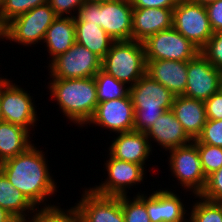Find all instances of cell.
<instances>
[{
	"mask_svg": "<svg viewBox=\"0 0 222 222\" xmlns=\"http://www.w3.org/2000/svg\"><path fill=\"white\" fill-rule=\"evenodd\" d=\"M174 191L158 189L146 195V210L151 222H188L185 204Z\"/></svg>",
	"mask_w": 222,
	"mask_h": 222,
	"instance_id": "2e32d148",
	"label": "cell"
},
{
	"mask_svg": "<svg viewBox=\"0 0 222 222\" xmlns=\"http://www.w3.org/2000/svg\"><path fill=\"white\" fill-rule=\"evenodd\" d=\"M44 153L32 144L23 153L0 163V171L36 208L41 207V203L42 207L55 206L45 201L58 188Z\"/></svg>",
	"mask_w": 222,
	"mask_h": 222,
	"instance_id": "6da1fadb",
	"label": "cell"
},
{
	"mask_svg": "<svg viewBox=\"0 0 222 222\" xmlns=\"http://www.w3.org/2000/svg\"><path fill=\"white\" fill-rule=\"evenodd\" d=\"M194 141L196 144L222 147V120L207 119L200 135Z\"/></svg>",
	"mask_w": 222,
	"mask_h": 222,
	"instance_id": "1f68e13d",
	"label": "cell"
},
{
	"mask_svg": "<svg viewBox=\"0 0 222 222\" xmlns=\"http://www.w3.org/2000/svg\"><path fill=\"white\" fill-rule=\"evenodd\" d=\"M205 103L207 119L222 120V90L212 94Z\"/></svg>",
	"mask_w": 222,
	"mask_h": 222,
	"instance_id": "d590c367",
	"label": "cell"
},
{
	"mask_svg": "<svg viewBox=\"0 0 222 222\" xmlns=\"http://www.w3.org/2000/svg\"><path fill=\"white\" fill-rule=\"evenodd\" d=\"M145 60L189 61L200 49L174 27L160 31L143 41Z\"/></svg>",
	"mask_w": 222,
	"mask_h": 222,
	"instance_id": "30bf717a",
	"label": "cell"
},
{
	"mask_svg": "<svg viewBox=\"0 0 222 222\" xmlns=\"http://www.w3.org/2000/svg\"><path fill=\"white\" fill-rule=\"evenodd\" d=\"M10 79L1 77V115L2 120L26 129L37 126L36 106L30 94ZM32 127V128H31Z\"/></svg>",
	"mask_w": 222,
	"mask_h": 222,
	"instance_id": "ba28073f",
	"label": "cell"
},
{
	"mask_svg": "<svg viewBox=\"0 0 222 222\" xmlns=\"http://www.w3.org/2000/svg\"><path fill=\"white\" fill-rule=\"evenodd\" d=\"M132 12L130 0H86L74 15V22L98 24L114 41L132 40Z\"/></svg>",
	"mask_w": 222,
	"mask_h": 222,
	"instance_id": "3957f363",
	"label": "cell"
},
{
	"mask_svg": "<svg viewBox=\"0 0 222 222\" xmlns=\"http://www.w3.org/2000/svg\"><path fill=\"white\" fill-rule=\"evenodd\" d=\"M102 70L129 87L134 85L146 73L143 42L114 41L102 59Z\"/></svg>",
	"mask_w": 222,
	"mask_h": 222,
	"instance_id": "5b68a950",
	"label": "cell"
},
{
	"mask_svg": "<svg viewBox=\"0 0 222 222\" xmlns=\"http://www.w3.org/2000/svg\"><path fill=\"white\" fill-rule=\"evenodd\" d=\"M200 52L215 68L222 70V32H214Z\"/></svg>",
	"mask_w": 222,
	"mask_h": 222,
	"instance_id": "d6a6232c",
	"label": "cell"
},
{
	"mask_svg": "<svg viewBox=\"0 0 222 222\" xmlns=\"http://www.w3.org/2000/svg\"><path fill=\"white\" fill-rule=\"evenodd\" d=\"M192 1L205 5L209 2L216 1V0H192Z\"/></svg>",
	"mask_w": 222,
	"mask_h": 222,
	"instance_id": "ab89813d",
	"label": "cell"
},
{
	"mask_svg": "<svg viewBox=\"0 0 222 222\" xmlns=\"http://www.w3.org/2000/svg\"><path fill=\"white\" fill-rule=\"evenodd\" d=\"M171 175L177 178L178 183L184 189L195 195H200L206 184V176L203 172L201 161L193 140L190 143L168 150ZM186 188V189H185Z\"/></svg>",
	"mask_w": 222,
	"mask_h": 222,
	"instance_id": "52a82bcc",
	"label": "cell"
},
{
	"mask_svg": "<svg viewBox=\"0 0 222 222\" xmlns=\"http://www.w3.org/2000/svg\"><path fill=\"white\" fill-rule=\"evenodd\" d=\"M49 62L50 78H90L102 69V59L78 43Z\"/></svg>",
	"mask_w": 222,
	"mask_h": 222,
	"instance_id": "8fae6325",
	"label": "cell"
},
{
	"mask_svg": "<svg viewBox=\"0 0 222 222\" xmlns=\"http://www.w3.org/2000/svg\"><path fill=\"white\" fill-rule=\"evenodd\" d=\"M200 196L210 201L222 203V167L207 177Z\"/></svg>",
	"mask_w": 222,
	"mask_h": 222,
	"instance_id": "836d02e7",
	"label": "cell"
},
{
	"mask_svg": "<svg viewBox=\"0 0 222 222\" xmlns=\"http://www.w3.org/2000/svg\"><path fill=\"white\" fill-rule=\"evenodd\" d=\"M173 27L200 50L213 35L205 5L180 0L173 8Z\"/></svg>",
	"mask_w": 222,
	"mask_h": 222,
	"instance_id": "9c48e42d",
	"label": "cell"
},
{
	"mask_svg": "<svg viewBox=\"0 0 222 222\" xmlns=\"http://www.w3.org/2000/svg\"><path fill=\"white\" fill-rule=\"evenodd\" d=\"M58 16L44 4L13 18L4 26V39L28 46L43 42L47 29Z\"/></svg>",
	"mask_w": 222,
	"mask_h": 222,
	"instance_id": "8992f818",
	"label": "cell"
},
{
	"mask_svg": "<svg viewBox=\"0 0 222 222\" xmlns=\"http://www.w3.org/2000/svg\"><path fill=\"white\" fill-rule=\"evenodd\" d=\"M129 197V198H128ZM129 195L121 196V208L125 222H151L146 210V193H140L130 200Z\"/></svg>",
	"mask_w": 222,
	"mask_h": 222,
	"instance_id": "f1b7e54d",
	"label": "cell"
},
{
	"mask_svg": "<svg viewBox=\"0 0 222 222\" xmlns=\"http://www.w3.org/2000/svg\"><path fill=\"white\" fill-rule=\"evenodd\" d=\"M48 2L49 0H1L0 23L5 26L13 18Z\"/></svg>",
	"mask_w": 222,
	"mask_h": 222,
	"instance_id": "f546056e",
	"label": "cell"
},
{
	"mask_svg": "<svg viewBox=\"0 0 222 222\" xmlns=\"http://www.w3.org/2000/svg\"><path fill=\"white\" fill-rule=\"evenodd\" d=\"M0 99H1V77H0ZM0 121H2L1 104H0Z\"/></svg>",
	"mask_w": 222,
	"mask_h": 222,
	"instance_id": "b9f144b4",
	"label": "cell"
},
{
	"mask_svg": "<svg viewBox=\"0 0 222 222\" xmlns=\"http://www.w3.org/2000/svg\"><path fill=\"white\" fill-rule=\"evenodd\" d=\"M12 218L11 214L0 207V222H9Z\"/></svg>",
	"mask_w": 222,
	"mask_h": 222,
	"instance_id": "f35d334b",
	"label": "cell"
},
{
	"mask_svg": "<svg viewBox=\"0 0 222 222\" xmlns=\"http://www.w3.org/2000/svg\"><path fill=\"white\" fill-rule=\"evenodd\" d=\"M180 0H130L133 8H174Z\"/></svg>",
	"mask_w": 222,
	"mask_h": 222,
	"instance_id": "74e56055",
	"label": "cell"
},
{
	"mask_svg": "<svg viewBox=\"0 0 222 222\" xmlns=\"http://www.w3.org/2000/svg\"><path fill=\"white\" fill-rule=\"evenodd\" d=\"M4 40V26L0 23V40Z\"/></svg>",
	"mask_w": 222,
	"mask_h": 222,
	"instance_id": "60d3db41",
	"label": "cell"
},
{
	"mask_svg": "<svg viewBox=\"0 0 222 222\" xmlns=\"http://www.w3.org/2000/svg\"><path fill=\"white\" fill-rule=\"evenodd\" d=\"M135 109L130 94L127 97L98 103L87 124H94L111 132L123 133L134 130Z\"/></svg>",
	"mask_w": 222,
	"mask_h": 222,
	"instance_id": "5bb4252c",
	"label": "cell"
},
{
	"mask_svg": "<svg viewBox=\"0 0 222 222\" xmlns=\"http://www.w3.org/2000/svg\"><path fill=\"white\" fill-rule=\"evenodd\" d=\"M86 0H49V4L57 16L74 17L77 10ZM73 11V13H72Z\"/></svg>",
	"mask_w": 222,
	"mask_h": 222,
	"instance_id": "e575fe53",
	"label": "cell"
},
{
	"mask_svg": "<svg viewBox=\"0 0 222 222\" xmlns=\"http://www.w3.org/2000/svg\"><path fill=\"white\" fill-rule=\"evenodd\" d=\"M130 96L135 109L134 131L146 132L164 111L172 108L176 95L145 73L130 87Z\"/></svg>",
	"mask_w": 222,
	"mask_h": 222,
	"instance_id": "277c9868",
	"label": "cell"
},
{
	"mask_svg": "<svg viewBox=\"0 0 222 222\" xmlns=\"http://www.w3.org/2000/svg\"><path fill=\"white\" fill-rule=\"evenodd\" d=\"M146 137L152 141L157 142V145L165 148V151L184 146L193 141L185 132L179 120L175 117L173 111L167 110L158 117L154 124L145 132Z\"/></svg>",
	"mask_w": 222,
	"mask_h": 222,
	"instance_id": "ac0fdd59",
	"label": "cell"
},
{
	"mask_svg": "<svg viewBox=\"0 0 222 222\" xmlns=\"http://www.w3.org/2000/svg\"><path fill=\"white\" fill-rule=\"evenodd\" d=\"M205 8L213 32H222V0L209 2Z\"/></svg>",
	"mask_w": 222,
	"mask_h": 222,
	"instance_id": "8d00e7d4",
	"label": "cell"
},
{
	"mask_svg": "<svg viewBox=\"0 0 222 222\" xmlns=\"http://www.w3.org/2000/svg\"><path fill=\"white\" fill-rule=\"evenodd\" d=\"M146 74L176 96L186 91L187 61L146 60Z\"/></svg>",
	"mask_w": 222,
	"mask_h": 222,
	"instance_id": "ffe728a7",
	"label": "cell"
},
{
	"mask_svg": "<svg viewBox=\"0 0 222 222\" xmlns=\"http://www.w3.org/2000/svg\"><path fill=\"white\" fill-rule=\"evenodd\" d=\"M108 155L109 159L104 163L108 176L105 181L91 189L104 196L127 195L129 188L131 190L132 186L143 182L146 170L142 165L122 161Z\"/></svg>",
	"mask_w": 222,
	"mask_h": 222,
	"instance_id": "7c38bea8",
	"label": "cell"
},
{
	"mask_svg": "<svg viewBox=\"0 0 222 222\" xmlns=\"http://www.w3.org/2000/svg\"><path fill=\"white\" fill-rule=\"evenodd\" d=\"M26 129L10 122L0 121V163L23 153L31 143Z\"/></svg>",
	"mask_w": 222,
	"mask_h": 222,
	"instance_id": "603a6c76",
	"label": "cell"
},
{
	"mask_svg": "<svg viewBox=\"0 0 222 222\" xmlns=\"http://www.w3.org/2000/svg\"><path fill=\"white\" fill-rule=\"evenodd\" d=\"M0 207L11 214L12 217L19 219L21 222H26L29 218L27 216H31L36 210V207L22 194L21 191L12 186L1 171Z\"/></svg>",
	"mask_w": 222,
	"mask_h": 222,
	"instance_id": "cb8c5ba5",
	"label": "cell"
},
{
	"mask_svg": "<svg viewBox=\"0 0 222 222\" xmlns=\"http://www.w3.org/2000/svg\"><path fill=\"white\" fill-rule=\"evenodd\" d=\"M173 27V8H133L132 40L143 42L149 36Z\"/></svg>",
	"mask_w": 222,
	"mask_h": 222,
	"instance_id": "d6986e66",
	"label": "cell"
},
{
	"mask_svg": "<svg viewBox=\"0 0 222 222\" xmlns=\"http://www.w3.org/2000/svg\"><path fill=\"white\" fill-rule=\"evenodd\" d=\"M26 222H80L75 206L64 210L60 206L36 208Z\"/></svg>",
	"mask_w": 222,
	"mask_h": 222,
	"instance_id": "83f0119b",
	"label": "cell"
},
{
	"mask_svg": "<svg viewBox=\"0 0 222 222\" xmlns=\"http://www.w3.org/2000/svg\"><path fill=\"white\" fill-rule=\"evenodd\" d=\"M195 197L199 199L193 203L191 212L187 213L188 222H222V203L204 199L200 195Z\"/></svg>",
	"mask_w": 222,
	"mask_h": 222,
	"instance_id": "4316f807",
	"label": "cell"
},
{
	"mask_svg": "<svg viewBox=\"0 0 222 222\" xmlns=\"http://www.w3.org/2000/svg\"><path fill=\"white\" fill-rule=\"evenodd\" d=\"M116 135V138H113L114 140L111 141V146L108 148L109 154L116 159L144 167L153 150L145 132L133 130Z\"/></svg>",
	"mask_w": 222,
	"mask_h": 222,
	"instance_id": "e0dca14e",
	"label": "cell"
},
{
	"mask_svg": "<svg viewBox=\"0 0 222 222\" xmlns=\"http://www.w3.org/2000/svg\"><path fill=\"white\" fill-rule=\"evenodd\" d=\"M206 178L222 167V147L196 144Z\"/></svg>",
	"mask_w": 222,
	"mask_h": 222,
	"instance_id": "4dcf8cb0",
	"label": "cell"
},
{
	"mask_svg": "<svg viewBox=\"0 0 222 222\" xmlns=\"http://www.w3.org/2000/svg\"><path fill=\"white\" fill-rule=\"evenodd\" d=\"M222 70L215 68L201 52L187 61V86L183 96L205 101L221 89Z\"/></svg>",
	"mask_w": 222,
	"mask_h": 222,
	"instance_id": "4fadbf2b",
	"label": "cell"
},
{
	"mask_svg": "<svg viewBox=\"0 0 222 222\" xmlns=\"http://www.w3.org/2000/svg\"><path fill=\"white\" fill-rule=\"evenodd\" d=\"M171 110L183 126L186 134L192 140H196L207 122L204 101L177 95Z\"/></svg>",
	"mask_w": 222,
	"mask_h": 222,
	"instance_id": "44dd1931",
	"label": "cell"
},
{
	"mask_svg": "<svg viewBox=\"0 0 222 222\" xmlns=\"http://www.w3.org/2000/svg\"><path fill=\"white\" fill-rule=\"evenodd\" d=\"M98 103L127 97L130 94V87L113 76L107 74L102 69L94 76Z\"/></svg>",
	"mask_w": 222,
	"mask_h": 222,
	"instance_id": "484cf974",
	"label": "cell"
},
{
	"mask_svg": "<svg viewBox=\"0 0 222 222\" xmlns=\"http://www.w3.org/2000/svg\"><path fill=\"white\" fill-rule=\"evenodd\" d=\"M9 222H21V221L19 219L13 217Z\"/></svg>",
	"mask_w": 222,
	"mask_h": 222,
	"instance_id": "7bdbcfd3",
	"label": "cell"
},
{
	"mask_svg": "<svg viewBox=\"0 0 222 222\" xmlns=\"http://www.w3.org/2000/svg\"><path fill=\"white\" fill-rule=\"evenodd\" d=\"M43 43L53 60L76 43L74 17L58 16L47 29Z\"/></svg>",
	"mask_w": 222,
	"mask_h": 222,
	"instance_id": "7402d4cb",
	"label": "cell"
},
{
	"mask_svg": "<svg viewBox=\"0 0 222 222\" xmlns=\"http://www.w3.org/2000/svg\"><path fill=\"white\" fill-rule=\"evenodd\" d=\"M48 86L51 98L57 101L63 115L80 127L87 126L98 105L94 77L52 78Z\"/></svg>",
	"mask_w": 222,
	"mask_h": 222,
	"instance_id": "7a4b0ae2",
	"label": "cell"
},
{
	"mask_svg": "<svg viewBox=\"0 0 222 222\" xmlns=\"http://www.w3.org/2000/svg\"><path fill=\"white\" fill-rule=\"evenodd\" d=\"M93 1L101 2V1H112V0H93Z\"/></svg>",
	"mask_w": 222,
	"mask_h": 222,
	"instance_id": "ee69618b",
	"label": "cell"
},
{
	"mask_svg": "<svg viewBox=\"0 0 222 222\" xmlns=\"http://www.w3.org/2000/svg\"><path fill=\"white\" fill-rule=\"evenodd\" d=\"M74 23L76 43L88 48L103 59L114 40L98 24H88V22Z\"/></svg>",
	"mask_w": 222,
	"mask_h": 222,
	"instance_id": "d4e9b609",
	"label": "cell"
},
{
	"mask_svg": "<svg viewBox=\"0 0 222 222\" xmlns=\"http://www.w3.org/2000/svg\"><path fill=\"white\" fill-rule=\"evenodd\" d=\"M75 203L80 222H125L121 196H104L86 188Z\"/></svg>",
	"mask_w": 222,
	"mask_h": 222,
	"instance_id": "9a60e30c",
	"label": "cell"
}]
</instances>
